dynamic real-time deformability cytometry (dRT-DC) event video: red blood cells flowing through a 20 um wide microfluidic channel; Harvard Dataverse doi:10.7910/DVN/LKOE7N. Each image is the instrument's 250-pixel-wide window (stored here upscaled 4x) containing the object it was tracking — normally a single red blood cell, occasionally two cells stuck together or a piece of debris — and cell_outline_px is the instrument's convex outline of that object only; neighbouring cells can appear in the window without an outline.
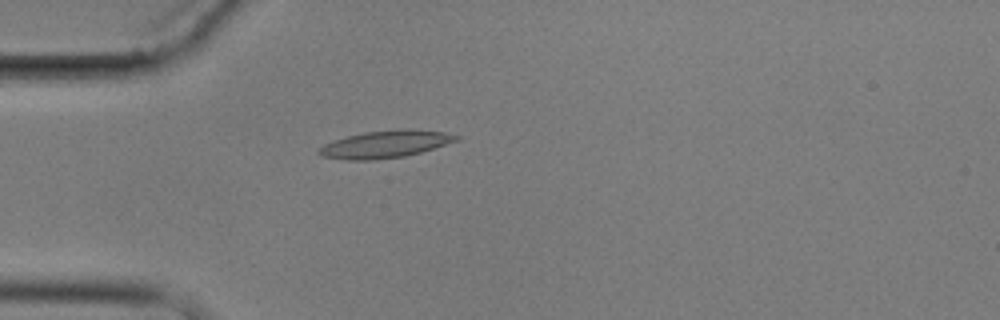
{"species": "common noctule bat (a hibernating species)", "species_latin": "Nyctalus noctula", "temperature_condition": "cold", "stored_images_in_passage": 5, "camera_frame_rate_fps": 3000, "um_per_image_px": 0.085, "animal": {"sex": "male", "body_mass_g": 17.9}, "frame": {"image": 1, "passage_image": 5, "time_ms": 4.667, "image_size_px": [1000, 320], "cell_outline_px": [[460, 140], [420, 152], [404, 156], [376, 160], [348, 160], [324, 156], [316, 152], [324, 144], [348, 136], [364, 132], [444, 132], [460, 136]], "centroid_in_image_um": [32.7, 12.32], "position_along_channel_um": 52.3, "area_um2": 20.52}}